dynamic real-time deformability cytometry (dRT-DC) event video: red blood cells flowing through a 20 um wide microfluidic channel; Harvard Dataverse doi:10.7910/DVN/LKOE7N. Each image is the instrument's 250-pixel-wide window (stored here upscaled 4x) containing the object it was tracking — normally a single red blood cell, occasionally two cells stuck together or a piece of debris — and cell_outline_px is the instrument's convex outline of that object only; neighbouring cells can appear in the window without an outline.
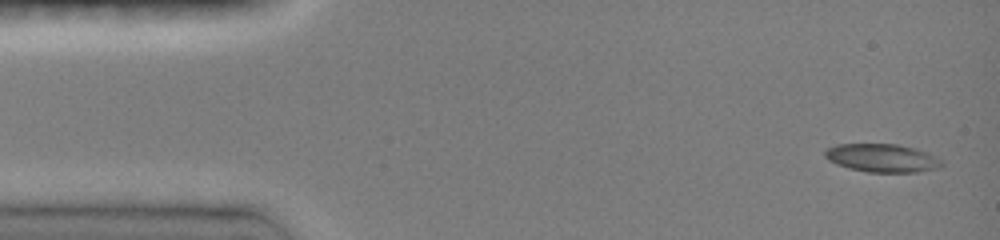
{"species": "common noctule bat (a hibernating species)", "species_latin": "Nyctalus noctula", "temperature_condition": "room temperature", "stored_images_in_passage": 10, "camera_frame_rate_fps": 3000, "um_per_image_px": 0.085, "animal": {"sex": "female", "body_mass_g": 19.0, "forearm_length_mm": 51.5}, "frame": {"image": 1, "passage_image": 1, "time_ms": 0.0, "image_size_px": [1000, 240], "cell_outline_px": [[944, 164], [940, 168], [916, 172], [868, 172], [848, 168], [836, 164], [828, 160], [824, 156], [824, 152], [828, 148], [836, 144], [896, 144], [916, 148], [928, 152], [940, 160]], "centroid_in_image_um": [74.98, 13.43], "position_along_channel_um": 10.0, "area_um2": 19.31}}
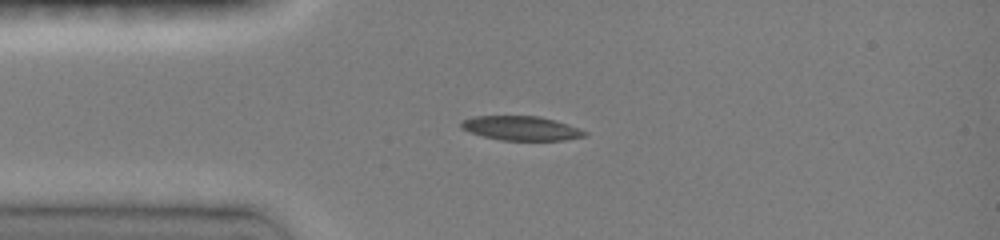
{"frame": {"image": 2, "passage_image": 9, "time_ms": 3.0, "image_size_px": [1000, 240], "cell_outline_px": [[588, 136], [564, 140], [500, 140], [468, 132], [460, 128], [460, 124], [464, 120], [472, 116], [540, 116], [556, 120], [580, 128], [588, 132]], "centroid_in_image_um": [44.33, 10.9], "position_along_channel_um": 40.7, "area_um2": 17.63}}